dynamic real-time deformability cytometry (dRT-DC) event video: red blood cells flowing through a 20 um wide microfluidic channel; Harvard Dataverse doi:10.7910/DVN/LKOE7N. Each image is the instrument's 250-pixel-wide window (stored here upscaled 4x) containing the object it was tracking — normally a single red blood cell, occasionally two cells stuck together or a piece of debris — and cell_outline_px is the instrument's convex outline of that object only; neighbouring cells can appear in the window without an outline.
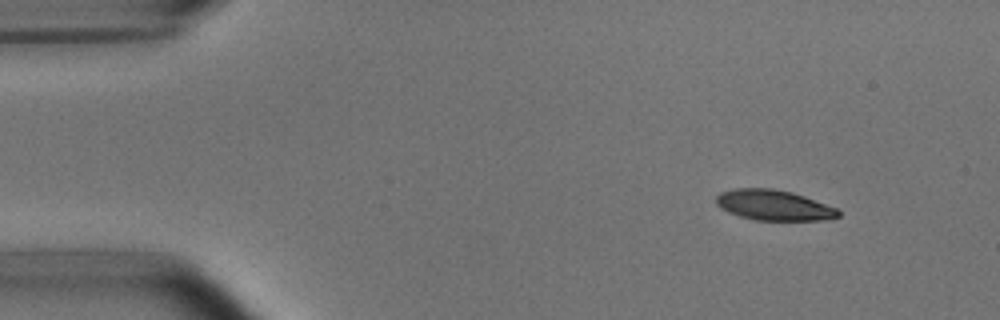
{"species": "common noctule bat (a hibernating species)", "species_latin": "Nyctalus noctula", "temperature_condition": "room temperature", "stored_images_in_passage": 7, "camera_frame_rate_fps": 3000, "um_per_image_px": 0.085, "animal": {"sex": "male", "body_mass_g": 15.6}, "frame": {"image": 1, "passage_image": 1, "time_ms": 0.0, "image_size_px": [1000, 320], "cell_outline_px": [[840, 216], [832, 220], [756, 220], [740, 216], [728, 212], [720, 208], [716, 204], [716, 196], [720, 192], [732, 188], [772, 188], [792, 192], [840, 208]], "centroid_in_image_um": [65.81, 17.44], "position_along_channel_um": 19.2, "area_um2": 22.02}}
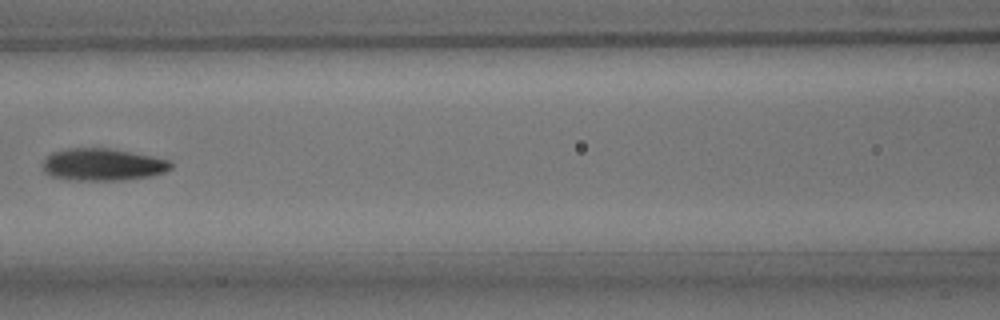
{"frame": {"image": 2, "passage_image": 6, "time_ms": 6.0, "image_size_px": [1000, 320], "cell_outline_px": [[172, 168], [164, 172], [152, 176], [124, 180], [68, 180], [48, 176], [44, 172], [44, 160], [52, 152], [72, 148], [108, 148], [152, 156], [168, 160], [172, 164]], "centroid_in_image_um": [8.72, 14.0], "position_along_channel_um": 157.9, "area_um2": 24.04}}
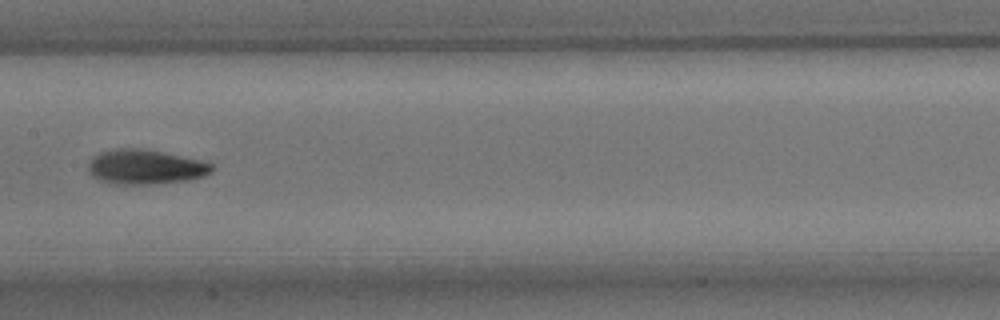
{"frame": {"image": 3, "passage_image": 7, "time_ms": 7.0, "image_size_px": [1000, 320], "cell_outline_px": [[212, 172], [204, 176], [188, 180], [152, 184], [116, 184], [100, 180], [92, 176], [88, 172], [88, 164], [92, 156], [100, 152], [116, 148], [140, 148], [200, 160], [212, 164]], "centroid_in_image_um": [12.31, 14.19], "position_along_channel_um": 195.1, "area_um2": 24.85}}